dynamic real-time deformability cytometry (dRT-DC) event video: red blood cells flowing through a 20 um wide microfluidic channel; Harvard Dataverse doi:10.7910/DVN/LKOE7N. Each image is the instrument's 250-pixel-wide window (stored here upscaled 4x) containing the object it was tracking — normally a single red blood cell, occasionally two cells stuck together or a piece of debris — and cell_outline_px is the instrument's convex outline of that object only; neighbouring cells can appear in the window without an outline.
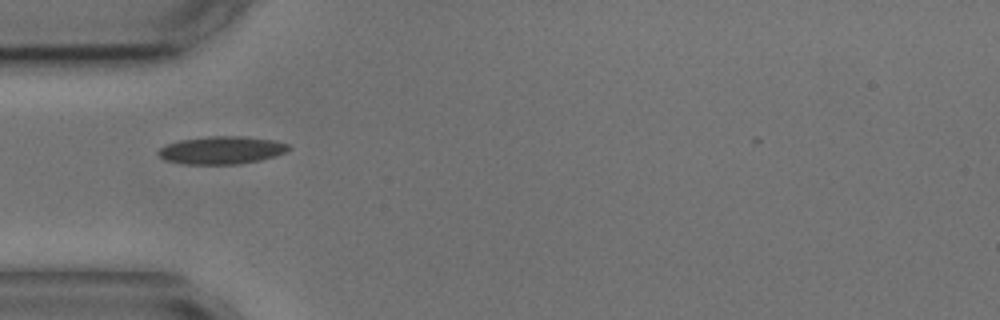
{"species": "common noctule bat (a hibernating species)", "species_latin": "Nyctalus noctula", "temperature_condition": "cold", "stored_images_in_passage": 7, "camera_frame_rate_fps": 3000, "um_per_image_px": 0.085, "animal": {"sex": "male", "body_mass_g": 17.9, "forearm_length_mm": 54.2}, "frame": {"image": 1, "passage_image": 1, "time_ms": 0.0, "image_size_px": [1000, 320], "cell_outline_px": [[292, 148], [276, 156], [260, 160], [240, 164], [184, 164], [164, 160], [156, 152], [160, 148], [168, 144], [180, 140], [208, 136], [248, 136], [276, 140], [288, 144]], "centroid_in_image_um": [18.87, 12.76], "position_along_channel_um": 66.1, "area_um2": 21.27}}